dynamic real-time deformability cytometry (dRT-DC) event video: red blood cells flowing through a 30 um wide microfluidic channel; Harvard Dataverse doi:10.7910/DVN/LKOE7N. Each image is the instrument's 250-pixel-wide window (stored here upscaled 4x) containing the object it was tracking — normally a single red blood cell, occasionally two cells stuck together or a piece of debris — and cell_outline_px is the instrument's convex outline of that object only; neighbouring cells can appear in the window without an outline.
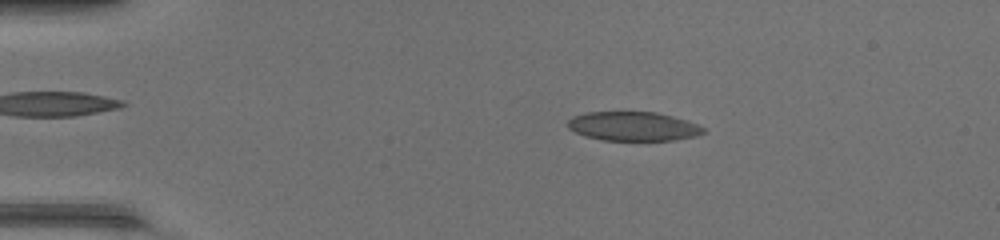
{"species": "common noctule bat (a hibernating species)", "species_latin": "Nyctalus noctula", "temperature_condition": "warm", "stored_images_in_passage": 47, "camera_frame_rate_fps": 3000, "um_per_image_px": 0.085, "animal": {"sex": "female", "body_mass_g": 17.0, "forearm_length_mm": 48.0}, "frame": {"image": 1, "passage_image": 9, "time_ms": 2.667, "image_size_px": [1000, 240], "cell_outline_px": [[704, 132], [700, 136], [676, 140], [604, 140], [584, 136], [568, 128], [568, 120], [572, 116], [584, 112], [656, 112], [672, 116], [696, 124], [704, 128]], "centroid_in_image_um": [53.81, 10.74], "position_along_channel_um": 31.2, "area_um2": 23.0}}
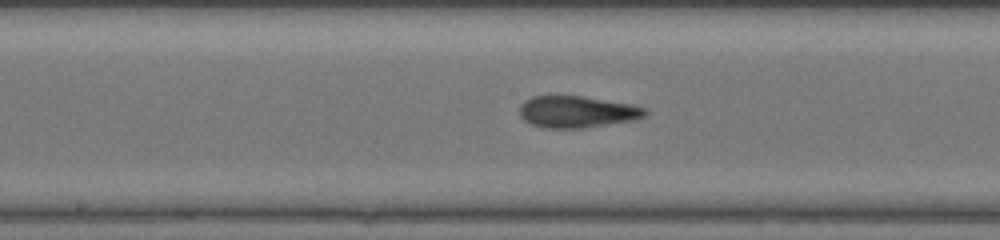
{"frame": {"image": 2, "passage_image": 25, "time_ms": 8.0, "image_size_px": [1000, 240], "cell_outline_px": [[648, 112], [644, 116], [636, 120], [584, 128], [544, 128], [532, 124], [524, 120], [520, 116], [520, 104], [524, 100], [532, 96], [584, 96], [632, 104], [648, 108]], "centroid_in_image_um": [49.07, 9.5], "position_along_channel_um": 199.1, "area_um2": 23.47}}
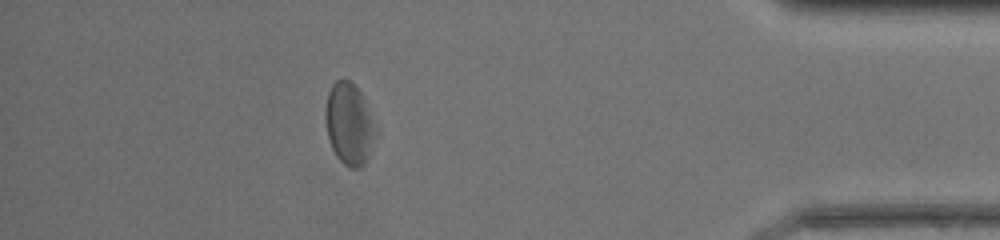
{"frame": {"image": 3, "passage_image": 42, "time_ms": 13.667, "image_size_px": [1000, 240], "cell_outline_px": [[376, 132], [368, 160], [360, 168], [348, 168], [336, 156], [332, 148], [328, 136], [324, 112], [328, 92], [332, 84], [336, 80], [348, 80], [360, 92], [364, 100]], "centroid_in_image_um": [29.65, 10.57], "position_along_channel_um": 405.5, "area_um2": 23.52}, "authors_computed_cell_mechanics": {"area_um2": 24.6228, "velocity_mm_per_s": 4.3817, "shape_relaxation_time_tau1_ms": null, "shape_relaxation_time_tau2_ms": 1.9107, "deformation_change_tau1": null, "deformation_change_tau2": 0.1136}}